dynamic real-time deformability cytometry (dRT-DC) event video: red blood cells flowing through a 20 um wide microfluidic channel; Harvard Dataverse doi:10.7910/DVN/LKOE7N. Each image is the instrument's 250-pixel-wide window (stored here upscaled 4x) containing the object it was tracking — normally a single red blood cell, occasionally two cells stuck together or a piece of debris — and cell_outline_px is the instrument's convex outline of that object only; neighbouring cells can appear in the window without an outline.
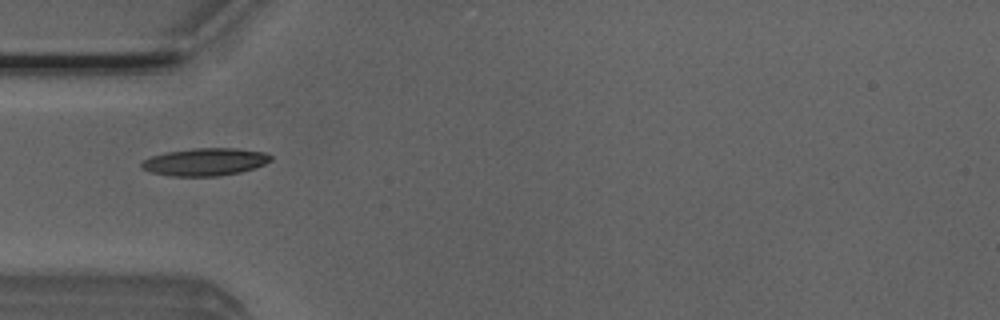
{"species": "Egyptian fruit bat (a non-hibernating species)", "species_latin": "Rousettus aegyptiacus", "temperature_condition": "room temperature", "stored_images_in_passage": 8, "camera_frame_rate_fps": 3000, "um_per_image_px": 0.085, "animal": {"sex": "male"}, "frame": {"image": 1, "passage_image": 5, "time_ms": 1.333, "image_size_px": [1000, 320], "cell_outline_px": [[272, 160], [264, 164], [240, 172], [216, 176], [172, 176], [152, 172], [140, 168], [140, 164], [144, 160], [152, 156], [164, 152], [192, 148], [236, 148], [264, 152], [272, 156]], "centroid_in_image_um": [17.41, 13.75], "position_along_channel_um": 67.6, "area_um2": 20.69}}
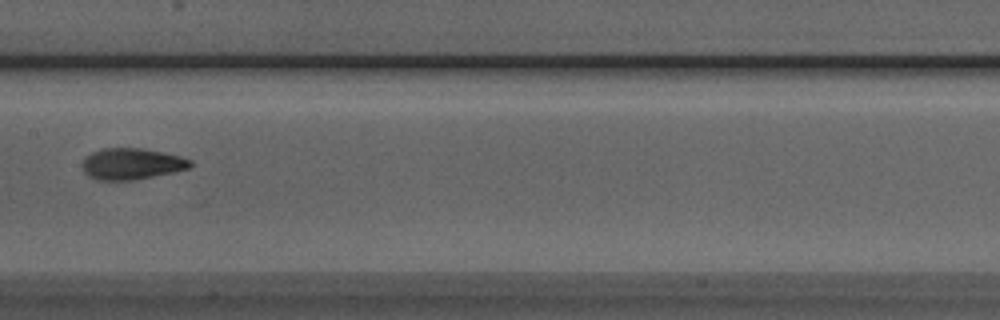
{"frame": {"image": 2, "passage_image": 8, "time_ms": 2.333, "image_size_px": [1000, 320], "cell_outline_px": [[192, 164], [188, 168], [172, 172], [132, 180], [96, 180], [88, 176], [84, 172], [84, 160], [92, 152], [104, 148], [140, 148], [180, 156], [192, 160]], "centroid_in_image_um": [11.18, 13.93], "position_along_channel_um": 196.2, "area_um2": 19.31}}